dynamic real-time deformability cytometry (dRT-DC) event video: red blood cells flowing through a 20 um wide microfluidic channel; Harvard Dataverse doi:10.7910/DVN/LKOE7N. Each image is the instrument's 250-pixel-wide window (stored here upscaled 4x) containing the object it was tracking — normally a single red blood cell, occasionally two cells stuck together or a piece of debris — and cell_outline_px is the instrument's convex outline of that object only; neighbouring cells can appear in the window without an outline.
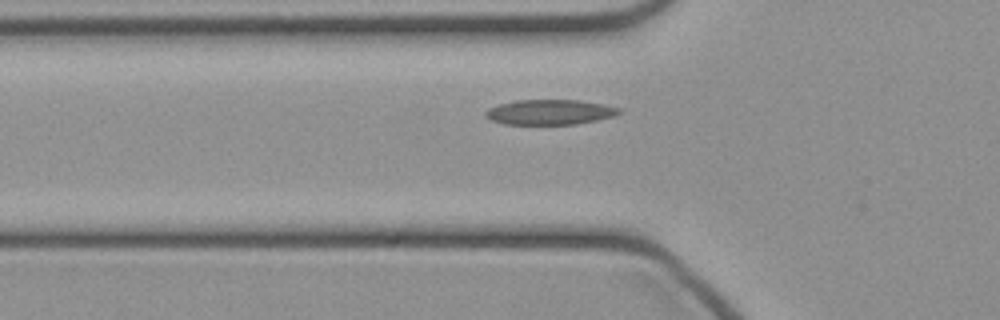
{"species": "common noctule bat (a hibernating species)", "species_latin": "Nyctalus noctula", "temperature_condition": "cold", "stored_images_in_passage": 35, "camera_frame_rate_fps": 3000, "um_per_image_px": 0.085, "animal": {"sex": "female", "body_mass_g": 21.9}, "frame": {"image": 1, "passage_image": 9, "time_ms": 2.667, "image_size_px": [1000, 320], "cell_outline_px": [[624, 112], [616, 116], [596, 120], [572, 124], [504, 124], [492, 120], [484, 116], [484, 112], [488, 108], [500, 104], [516, 100], [580, 100], [620, 108]], "centroid_in_image_um": [46.74, 9.53], "position_along_channel_um": 79.1, "area_um2": 19.48}}
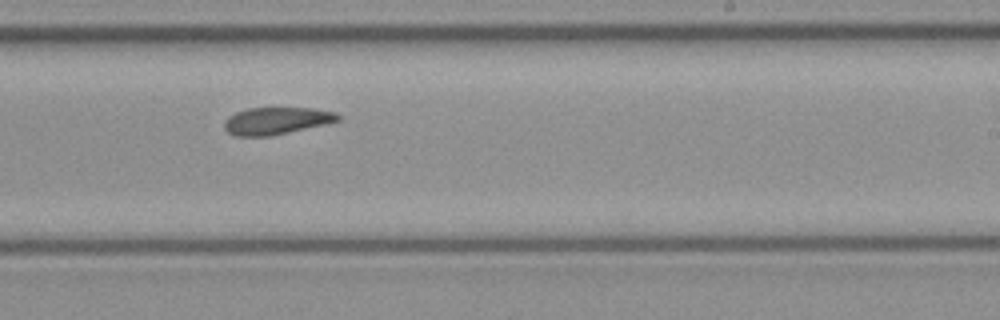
{"frame": {"image": 2, "passage_image": 22, "time_ms": 7.0, "image_size_px": [1000, 320], "cell_outline_px": [[340, 120], [324, 124], [288, 132], [268, 136], [236, 136], [228, 132], [224, 128], [224, 124], [228, 116], [236, 112], [248, 108], [312, 108], [336, 112], [340, 116]], "centroid_in_image_um": [23.48, 10.26], "position_along_channel_um": 265.5, "area_um2": 17.8}}
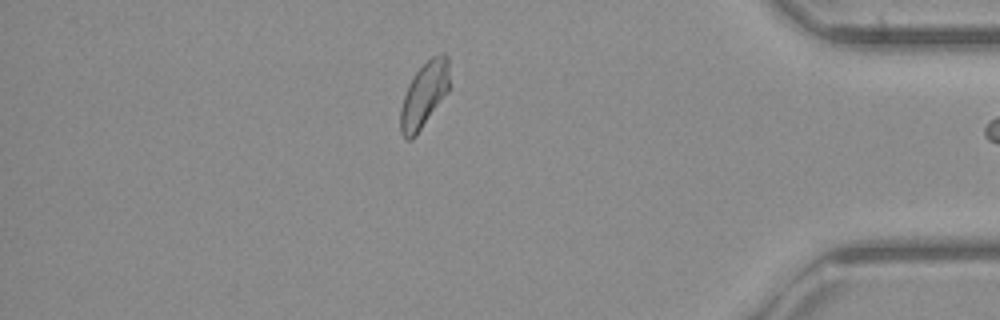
{"frame": {"image": 3, "passage_image": 34, "time_ms": 11.0, "image_size_px": [1000, 320], "cell_outline_px": [[448, 92], [416, 136], [408, 140], [404, 140], [400, 132], [400, 108], [408, 84], [416, 72], [432, 56], [440, 52], [444, 52], [448, 56]], "centroid_in_image_um": [36.03, 8.08], "position_along_channel_um": 399.2, "area_um2": 18.67}}